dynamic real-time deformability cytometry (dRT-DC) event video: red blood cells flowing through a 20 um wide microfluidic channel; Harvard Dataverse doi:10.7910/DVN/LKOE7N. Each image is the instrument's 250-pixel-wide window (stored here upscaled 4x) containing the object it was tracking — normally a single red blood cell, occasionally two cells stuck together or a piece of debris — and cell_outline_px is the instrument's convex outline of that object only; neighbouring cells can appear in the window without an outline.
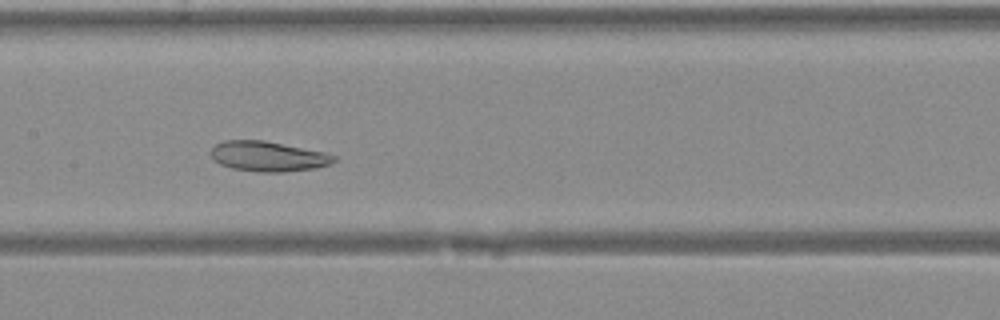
{"species": "Egyptian fruit bat (a non-hibernating species)", "species_latin": "Rousettus aegyptiacus", "temperature_condition": "warm", "stored_images_in_passage": 34, "camera_frame_rate_fps": 3000, "um_per_image_px": 0.085, "animal": {"sex": "female"}, "frame": {"image": 1, "passage_image": 17, "time_ms": 5.333, "image_size_px": [1000, 320], "cell_outline_px": [[336, 160], [332, 164], [316, 168], [284, 172], [256, 172], [232, 168], [220, 164], [208, 152], [216, 144], [224, 140], [264, 140], [324, 152], [336, 156]], "centroid_in_image_um": [22.79, 13.29], "position_along_channel_um": 184.6, "area_um2": 21.68}}
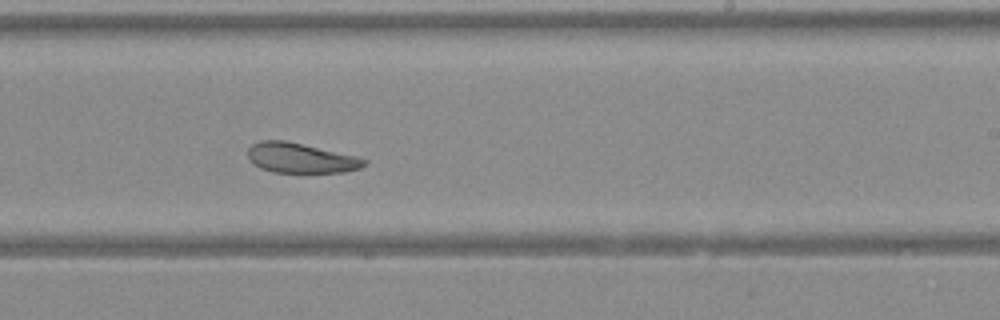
{"frame": {"image": 2, "passage_image": 22, "time_ms": 7.0, "image_size_px": [1000, 320], "cell_outline_px": [[368, 164], [360, 168], [344, 172], [272, 172], [260, 168], [252, 164], [248, 160], [248, 148], [252, 144], [260, 140], [284, 140], [356, 156], [368, 160]], "centroid_in_image_um": [25.53, 13.43], "position_along_channel_um": 263.5, "area_um2": 20.35}}
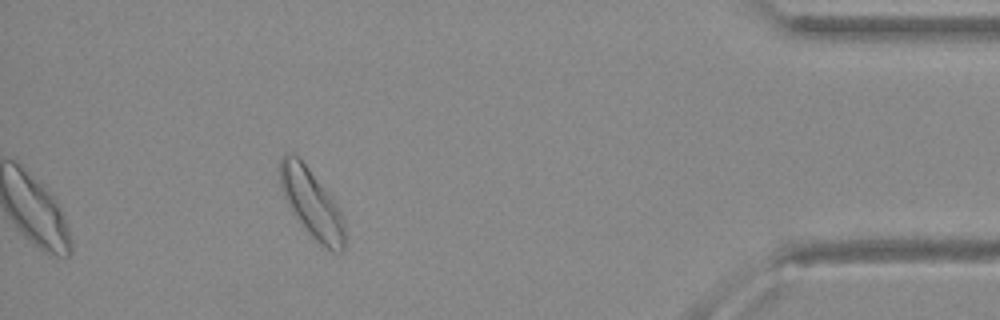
{"frame": {"image": 3, "passage_image": 34, "time_ms": 11.0, "image_size_px": [1000, 320], "cell_outline_px": [[344, 252], [332, 252], [320, 244], [308, 232], [296, 216], [284, 196], [280, 188], [276, 168], [280, 156], [284, 152], [292, 152], [308, 168], [336, 204], [344, 216]], "centroid_in_image_um": [26.44, 17.24], "position_along_channel_um": 408.8, "area_um2": 25.78}}